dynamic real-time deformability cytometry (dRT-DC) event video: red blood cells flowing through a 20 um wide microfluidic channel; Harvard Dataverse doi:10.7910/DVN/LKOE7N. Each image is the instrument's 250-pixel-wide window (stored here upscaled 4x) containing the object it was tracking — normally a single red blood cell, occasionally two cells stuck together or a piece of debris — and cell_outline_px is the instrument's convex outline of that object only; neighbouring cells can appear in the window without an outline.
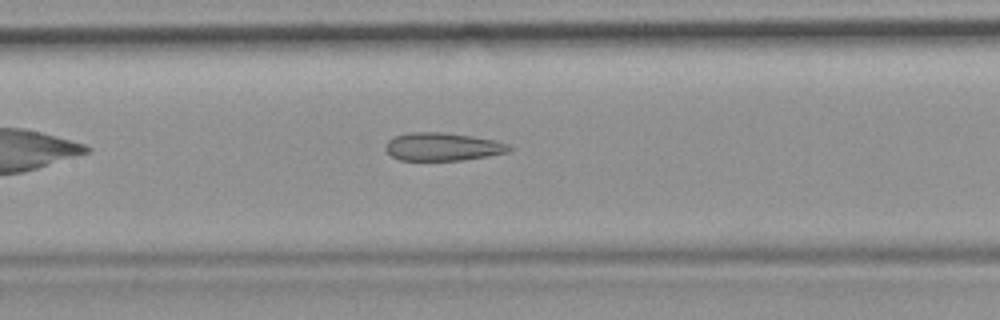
{"species": "common noctule bat (a hibernating species)", "species_latin": "Nyctalus noctula", "temperature_condition": "room temperature", "stored_images_in_passage": 5, "camera_frame_rate_fps": 3000, "um_per_image_px": 0.085, "animal": {"sex": "female", "body_mass_g": 19.9}, "frame": {"image": 1, "passage_image": 5, "time_ms": 4.667, "image_size_px": [1000, 320], "cell_outline_px": [[512, 148], [508, 152], [460, 160], [400, 160], [392, 156], [384, 148], [388, 140], [396, 136], [408, 132], [444, 132], [472, 136], [496, 140], [508, 144]], "centroid_in_image_um": [37.6, 12.46], "position_along_channel_um": 169.8, "area_um2": 20.06}}